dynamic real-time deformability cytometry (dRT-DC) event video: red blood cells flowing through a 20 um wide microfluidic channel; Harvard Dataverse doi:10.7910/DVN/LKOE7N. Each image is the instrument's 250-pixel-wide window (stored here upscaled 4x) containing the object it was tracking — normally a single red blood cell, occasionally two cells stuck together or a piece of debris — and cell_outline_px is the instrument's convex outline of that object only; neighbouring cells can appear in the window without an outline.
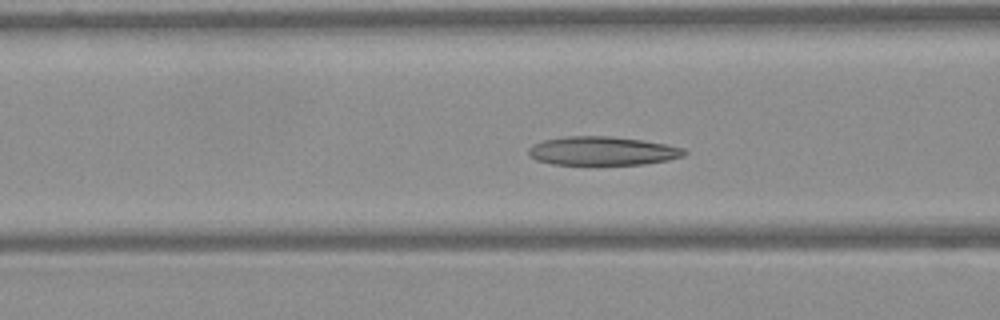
{"species": "Egyptian fruit bat (a non-hibernating species)", "species_latin": "Rousettus aegyptiacus", "temperature_condition": "warm", "stored_images_in_passage": 50, "camera_frame_rate_fps": 3000, "um_per_image_px": 0.085, "frame": {"image": 1, "passage_image": 19, "time_ms": 6.0, "image_size_px": [1000, 320], "cell_outline_px": [[688, 152], [684, 156], [668, 160], [644, 164], [552, 164], [536, 160], [528, 156], [528, 148], [532, 144], [544, 140], [564, 136], [608, 136], [640, 140], [668, 144], [684, 148]], "centroid_in_image_um": [51.2, 12.82], "position_along_channel_um": 115.4, "area_um2": 26.13}}
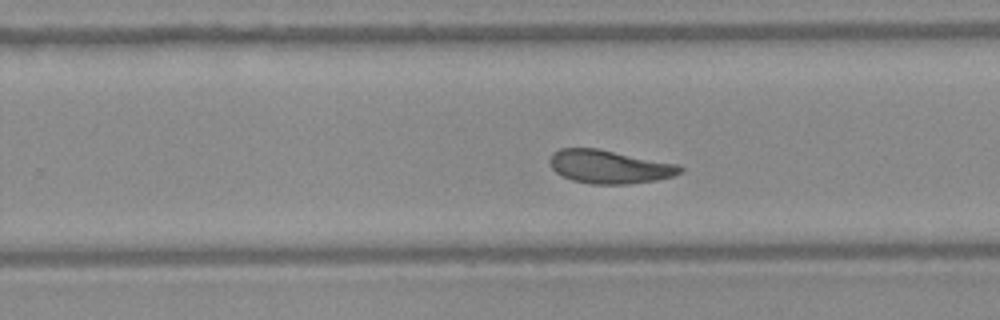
{"frame": {"image": 2, "passage_image": 31, "time_ms": 10.0, "image_size_px": [1000, 320], "cell_outline_px": [[684, 168], [680, 172], [672, 176], [656, 180], [628, 184], [592, 184], [572, 180], [556, 172], [552, 168], [548, 160], [552, 152], [560, 148], [596, 148], [680, 164]], "centroid_in_image_um": [51.79, 14.16], "position_along_channel_um": 278.0, "area_um2": 25.37}}
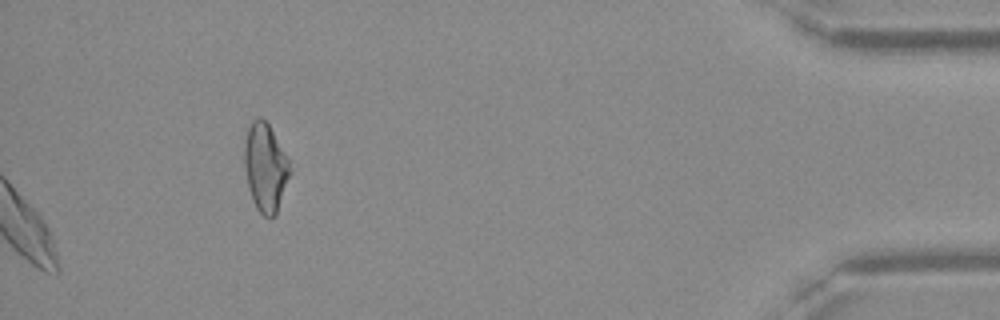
{"frame": {"image": 3, "passage_image": 50, "time_ms": 16.333, "image_size_px": [1000, 320], "cell_outline_px": [[292, 172], [276, 212], [272, 216], [264, 216], [256, 208], [252, 200], [248, 184], [244, 164], [244, 140], [248, 128], [252, 120], [260, 116], [268, 124], [288, 160]], "centroid_in_image_um": [22.54, 14.21], "position_along_channel_um": 412.7, "area_um2": 23.06}, "authors_computed_cell_mechanics": {"area_um2": 26.4724, "velocity_mm_per_s": 4.0721, "shape_relaxation_time_tau1_ms": 7.5245, "shape_relaxation_time_tau2_ms": 2.5786, "deformation_change_tau1": 0.1837, "deformation_change_tau2": 0.087}}